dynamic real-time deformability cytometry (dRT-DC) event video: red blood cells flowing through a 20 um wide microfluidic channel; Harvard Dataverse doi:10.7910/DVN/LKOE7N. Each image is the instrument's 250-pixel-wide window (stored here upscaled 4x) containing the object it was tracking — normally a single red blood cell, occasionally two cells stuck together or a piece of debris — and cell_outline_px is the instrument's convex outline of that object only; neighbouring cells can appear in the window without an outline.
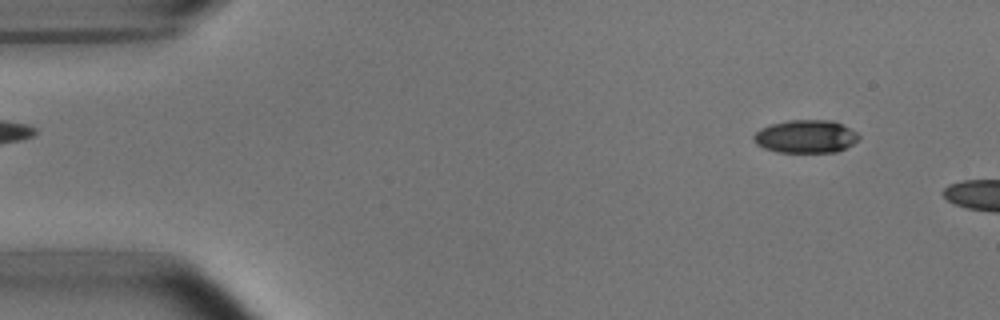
{"species": "common noctule bat (a hibernating species)", "species_latin": "Nyctalus noctula", "temperature_condition": "room temperature", "stored_images_in_passage": 15, "camera_frame_rate_fps": 3000, "um_per_image_px": 0.085, "animal": {"sex": "male", "body_mass_g": 15.6}, "frame": {"image": 1, "passage_image": 4, "time_ms": 1.0, "image_size_px": [1000, 320], "cell_outline_px": [[860, 136], [852, 144], [836, 152], [776, 152], [764, 148], [756, 144], [752, 140], [752, 136], [760, 128], [772, 124], [788, 120], [832, 120], [856, 132]], "centroid_in_image_um": [68.43, 11.6], "position_along_channel_um": 16.6, "area_um2": 20.11}}
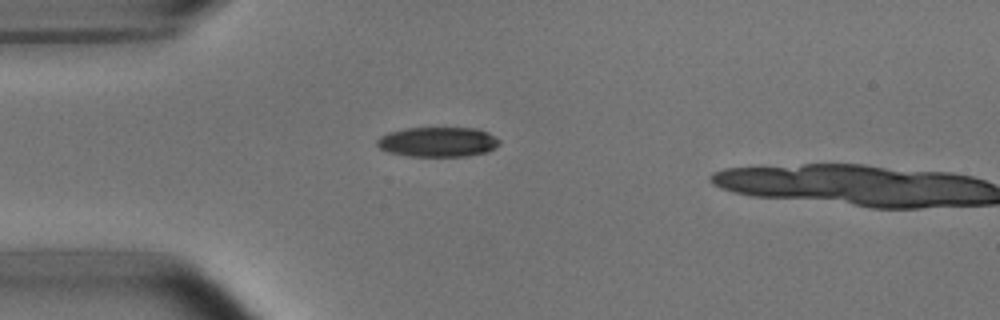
{"frame": {"image": 2, "passage_image": 13, "time_ms": 4.0, "image_size_px": [1000, 320], "cell_outline_px": [[500, 144], [496, 148], [488, 152], [468, 156], [408, 156], [388, 152], [380, 148], [376, 144], [376, 140], [380, 136], [388, 132], [408, 128], [476, 128], [488, 132], [500, 140]], "centroid_in_image_um": [37.24, 12.07], "position_along_channel_um": 47.8, "area_um2": 21.44}}